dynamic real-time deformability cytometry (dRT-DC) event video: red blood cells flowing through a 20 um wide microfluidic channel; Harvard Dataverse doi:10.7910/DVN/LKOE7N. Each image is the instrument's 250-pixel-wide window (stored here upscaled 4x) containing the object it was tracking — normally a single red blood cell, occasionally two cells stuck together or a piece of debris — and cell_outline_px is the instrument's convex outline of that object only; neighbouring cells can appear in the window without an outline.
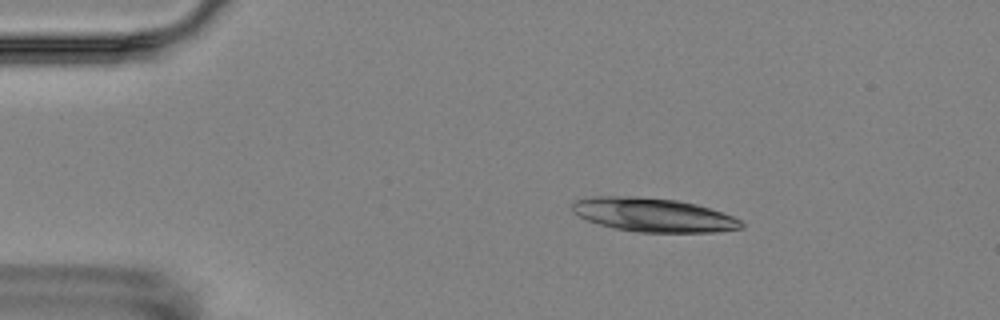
{"species": "Egyptian fruit bat (a non-hibernating species)", "species_latin": "Rousettus aegyptiacus", "temperature_condition": "room temperature", "stored_images_in_passage": 10, "camera_frame_rate_fps": 3000, "um_per_image_px": 0.085, "animal": {"sex": "female"}, "frame": {"image": 1, "passage_image": 2, "time_ms": 1.0, "image_size_px": [1000, 320], "cell_outline_px": [[744, 228], [716, 232], [636, 232], [616, 228], [600, 224], [588, 220], [572, 212], [572, 200], [592, 196], [636, 196], [676, 200], [696, 204], [732, 216], [740, 220], [744, 224]], "centroid_in_image_um": [55.51, 18.26], "position_along_channel_um": 29.5, "area_um2": 33.23}}